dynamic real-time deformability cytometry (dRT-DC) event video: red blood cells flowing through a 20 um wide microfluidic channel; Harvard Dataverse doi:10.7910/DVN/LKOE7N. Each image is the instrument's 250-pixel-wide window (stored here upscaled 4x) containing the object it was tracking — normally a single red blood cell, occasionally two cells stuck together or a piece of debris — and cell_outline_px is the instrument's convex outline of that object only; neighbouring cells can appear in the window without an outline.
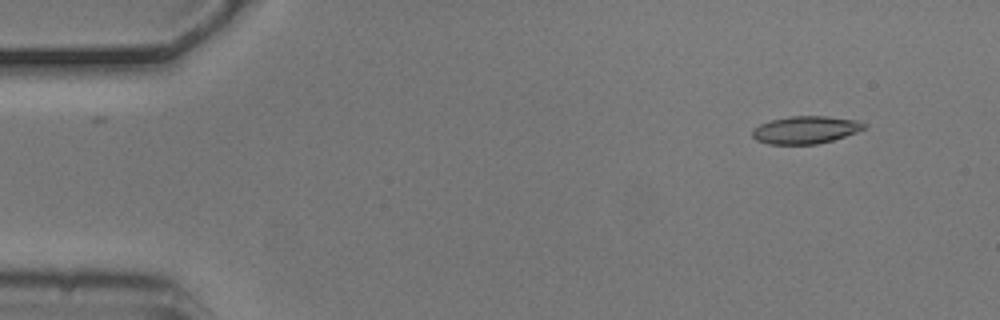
{"species": "common noctule bat (a hibernating species)", "species_latin": "Nyctalus noctula", "temperature_condition": "cold", "stored_images_in_passage": 5, "camera_frame_rate_fps": 3000, "um_per_image_px": 0.085, "animal": {"sex": "male", "body_mass_g": 20.5, "forearm_length_mm": 52.5}, "frame": {"image": 1, "passage_image": 2, "time_ms": 0.333, "image_size_px": [1000, 320], "cell_outline_px": [[868, 124], [864, 128], [856, 132], [832, 140], [816, 144], [768, 144], [756, 140], [752, 136], [752, 128], [760, 124], [772, 120], [788, 116], [828, 116], [856, 120]], "centroid_in_image_um": [68.45, 11.03], "position_along_channel_um": 16.6, "area_um2": 17.92}}
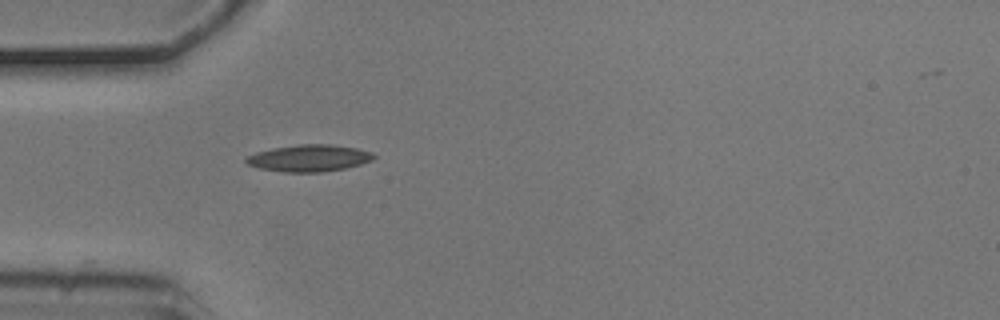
{"frame": {"image": 2, "passage_image": 5, "time_ms": 1.333, "image_size_px": [1000, 320], "cell_outline_px": [[376, 156], [372, 160], [360, 164], [344, 168], [320, 172], [284, 172], [260, 168], [248, 164], [244, 160], [248, 156], [256, 152], [272, 148], [300, 144], [332, 144], [356, 148], [372, 152]], "centroid_in_image_um": [26.28, 13.43], "position_along_channel_um": 58.7, "area_um2": 19.83}}